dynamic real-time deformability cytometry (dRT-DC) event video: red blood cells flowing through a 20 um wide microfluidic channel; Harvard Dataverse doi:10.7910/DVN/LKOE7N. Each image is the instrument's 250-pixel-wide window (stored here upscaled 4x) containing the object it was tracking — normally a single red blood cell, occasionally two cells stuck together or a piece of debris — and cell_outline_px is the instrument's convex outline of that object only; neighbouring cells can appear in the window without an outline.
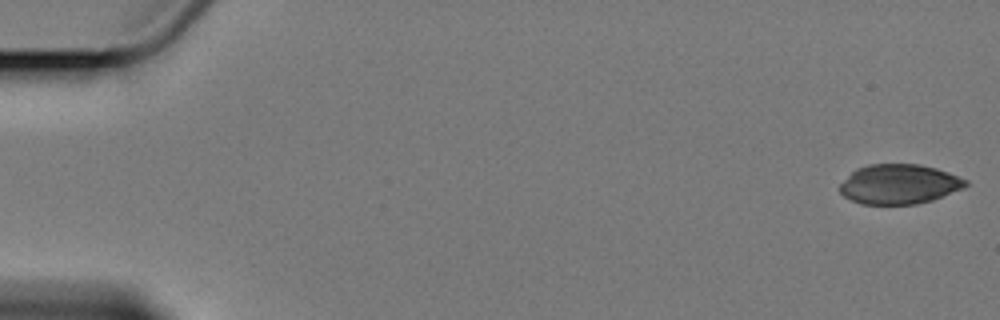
{"species": "Egyptian fruit bat (a non-hibernating species)", "species_latin": "Rousettus aegyptiacus", "temperature_condition": "cold", "stored_images_in_passage": 3, "camera_frame_rate_fps": 3000, "um_per_image_px": 0.085, "animal": {"sex": "female"}, "frame": {"image": 1, "passage_image": 1, "time_ms": 0.0, "image_size_px": [1000, 320], "cell_outline_px": [[968, 184], [964, 188], [932, 200], [916, 204], [860, 204], [844, 196], [840, 192], [840, 184], [856, 168], [868, 164], [920, 164], [936, 168], [948, 172], [968, 180]], "centroid_in_image_um": [76.44, 15.65], "position_along_channel_um": 8.6, "area_um2": 29.13}}